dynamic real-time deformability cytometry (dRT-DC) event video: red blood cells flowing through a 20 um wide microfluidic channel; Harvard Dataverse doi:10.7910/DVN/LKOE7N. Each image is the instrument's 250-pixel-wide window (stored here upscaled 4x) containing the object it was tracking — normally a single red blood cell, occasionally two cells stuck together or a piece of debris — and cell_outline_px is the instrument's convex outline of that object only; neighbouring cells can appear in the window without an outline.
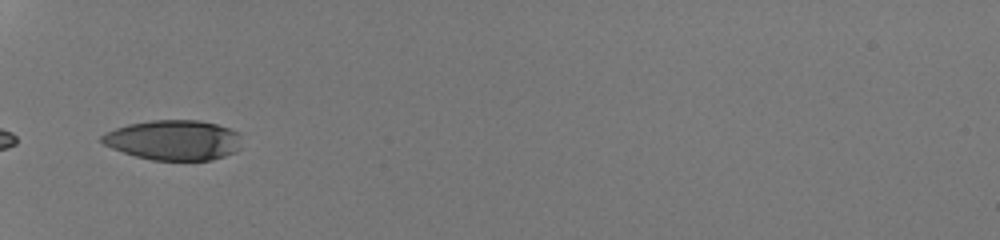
{"species": "human", "species_latin": "Homo sapiens", "temperature_condition": "room temperature", "stored_images_in_passage": 31, "camera_frame_rate_fps": 3000, "um_per_image_px": 0.085, "donor": {"sex": "male"}, "frame": {"image": 1, "passage_image": 1, "time_ms": 0.0, "image_size_px": [1000, 240], "cell_outline_px": [[240, 148], [236, 152], [212, 160], [152, 160], [136, 156], [112, 148], [104, 144], [100, 140], [100, 136], [104, 132], [128, 124], [152, 120], [200, 120], [216, 124], [228, 128], [236, 132]], "centroid_in_image_um": [14.72, 11.91], "position_along_channel_um": 70.3, "area_um2": 32.48}}
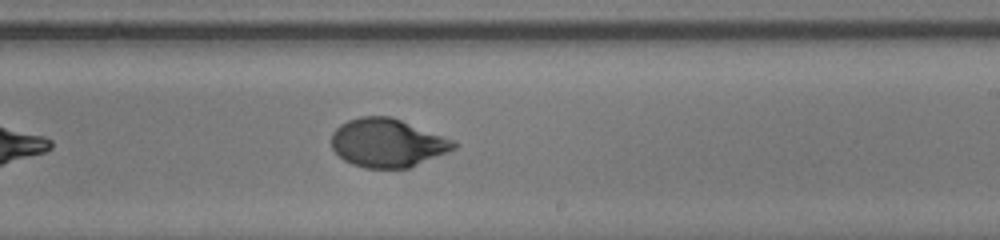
{"frame": {"image": 2, "passage_image": 15, "time_ms": 4.667, "image_size_px": [1000, 240], "cell_outline_px": [[460, 144], [456, 148], [448, 152], [408, 168], [364, 168], [352, 164], [344, 160], [332, 148], [332, 132], [340, 124], [348, 120], [360, 116], [392, 116], [452, 140]], "centroid_in_image_um": [32.91, 12.14], "position_along_channel_um": 256.1, "area_um2": 34.45}}
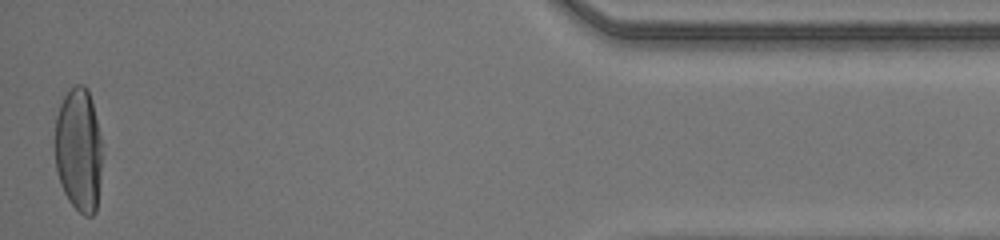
{"frame": {"image": 3, "passage_image": 31, "time_ms": 10.0, "image_size_px": [1000, 240], "cell_outline_px": [[100, 180], [96, 212], [92, 216], [84, 216], [68, 200], [60, 184], [56, 168], [56, 116], [60, 104], [68, 88], [76, 84], [84, 84], [88, 88], [92, 100], [100, 136]], "centroid_in_image_um": [6.68, 12.71], "position_along_channel_um": 428.5, "area_um2": 33.99}, "authors_computed_cell_mechanics": {"area_um2": 34.68, "velocity_mm_per_s": 4.2593, "shape_relaxation_time_tau1_ms": 3.6444, "shape_relaxation_time_tau2_ms": null, "deformation_change_tau1": 0.1987, "deformation_change_tau2": null}}